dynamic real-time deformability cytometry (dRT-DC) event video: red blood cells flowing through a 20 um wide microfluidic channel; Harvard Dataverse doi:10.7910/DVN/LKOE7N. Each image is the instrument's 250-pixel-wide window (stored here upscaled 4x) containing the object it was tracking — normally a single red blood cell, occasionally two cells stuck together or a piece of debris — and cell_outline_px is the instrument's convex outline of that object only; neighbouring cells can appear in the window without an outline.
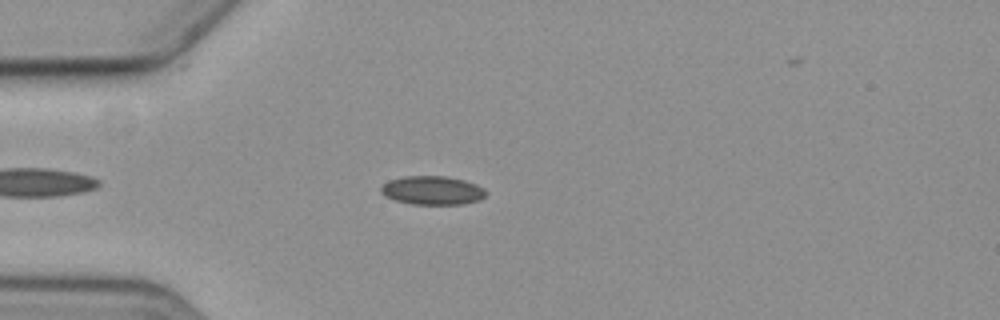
{"species": "common noctule bat (a hibernating species)", "species_latin": "Nyctalus noctula", "temperature_condition": "cold", "stored_images_in_passage": 11, "camera_frame_rate_fps": 3000, "um_per_image_px": 0.085, "animal": {"sex": "female", "body_mass_g": 19.3, "forearm_length_mm": 54.1}, "frame": {"image": 1, "passage_image": 4, "time_ms": 4.667, "image_size_px": [1000, 320], "cell_outline_px": [[484, 196], [480, 200], [460, 204], [412, 204], [396, 200], [384, 196], [380, 192], [380, 188], [384, 184], [392, 180], [404, 176], [448, 176], [464, 180], [476, 184], [484, 188]], "centroid_in_image_um": [36.74, 16.18], "position_along_channel_um": 48.3, "area_um2": 17.4}}
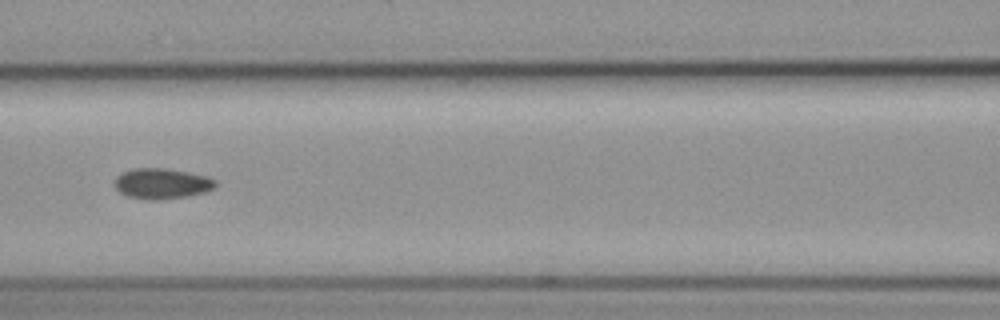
{"frame": {"image": 2, "passage_image": 7, "time_ms": 8.0, "image_size_px": [1000, 320], "cell_outline_px": [[216, 188], [204, 192], [188, 196], [156, 200], [148, 200], [128, 196], [120, 192], [116, 188], [116, 176], [132, 168], [168, 168], [208, 176], [216, 180]], "centroid_in_image_um": [13.79, 15.6], "position_along_channel_um": 152.8, "area_um2": 17.98}}
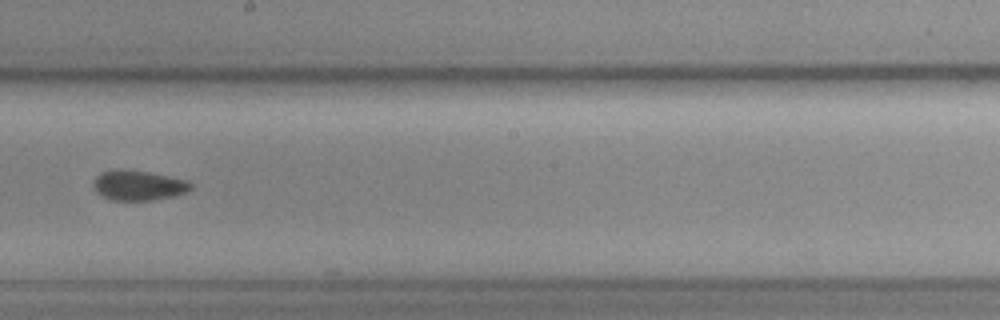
{"frame": {"image": 3, "passage_image": 9, "time_ms": 10.333, "image_size_px": [1000, 320], "cell_outline_px": [[192, 188], [188, 192], [156, 200], [112, 200], [96, 192], [92, 188], [92, 180], [100, 172], [116, 168], [124, 168], [148, 172], [188, 180], [192, 184]], "centroid_in_image_um": [11.73, 15.74], "position_along_channel_um": 236.5, "area_um2": 17.4}}